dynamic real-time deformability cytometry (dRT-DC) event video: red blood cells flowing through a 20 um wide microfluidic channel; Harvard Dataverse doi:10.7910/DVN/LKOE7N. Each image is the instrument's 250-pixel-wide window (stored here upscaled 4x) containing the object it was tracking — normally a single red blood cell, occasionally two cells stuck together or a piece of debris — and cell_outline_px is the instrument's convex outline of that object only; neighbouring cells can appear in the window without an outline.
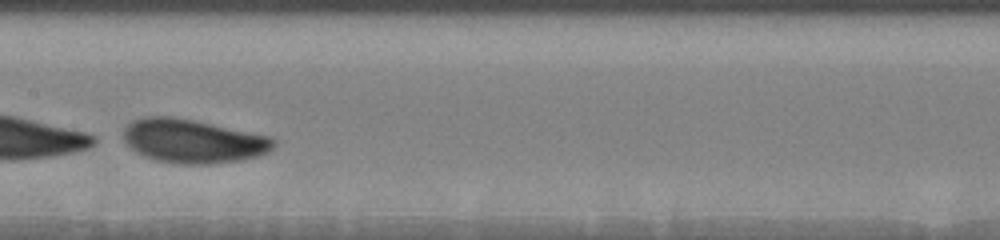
{"species": "human", "species_latin": "Homo sapiens", "temperature_condition": "warm", "stored_images_in_passage": 28, "camera_frame_rate_fps": 3000, "um_per_image_px": 0.085, "donor": {"sex": "male"}, "frame": {"image": 1, "passage_image": 12, "time_ms": 4.0, "image_size_px": [1000, 240], "cell_outline_px": [[276, 144], [268, 152], [256, 156], [240, 160], [208, 164], [180, 164], [156, 160], [136, 152], [124, 140], [124, 128], [132, 120], [144, 116], [172, 116], [196, 120], [272, 136], [276, 140]], "centroid_in_image_um": [16.43, 11.97], "position_along_channel_um": 191.0, "area_um2": 38.49}}
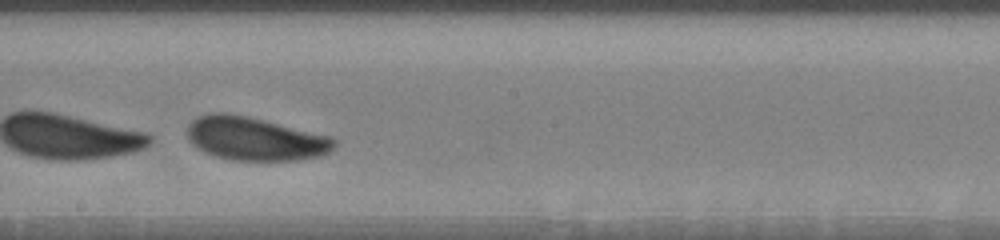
{"frame": {"image": 2, "passage_image": 14, "time_ms": 5.0, "image_size_px": [1000, 240], "cell_outline_px": [[336, 144], [328, 152], [320, 156], [296, 160], [232, 160], [216, 156], [204, 152], [192, 144], [188, 140], [188, 124], [192, 120], [200, 116], [212, 112], [224, 112], [248, 116], [332, 136], [336, 140]], "centroid_in_image_um": [21.67, 11.78], "position_along_channel_um": 226.5, "area_um2": 37.22}}
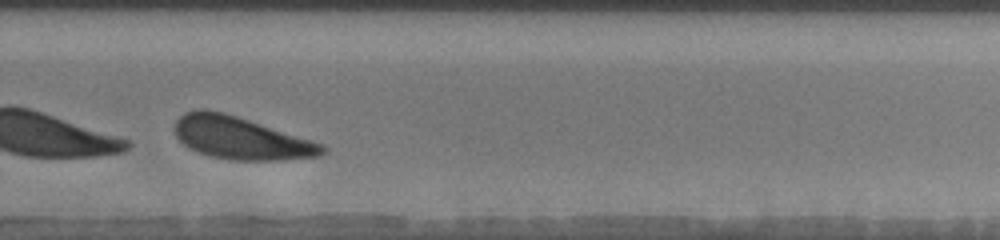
{"frame": {"image": 3, "passage_image": 20, "time_ms": 7.333, "image_size_px": [1000, 240], "cell_outline_px": [[328, 152], [320, 156], [280, 160], [228, 160], [208, 156], [188, 148], [176, 136], [176, 120], [184, 112], [200, 108], [204, 108], [224, 112], [324, 144], [328, 148]], "centroid_in_image_um": [20.48, 11.74], "position_along_channel_um": 309.3, "area_um2": 36.65}, "authors_computed_cell_mechanics": {"area_um2": 37.5989, "velocity_mm_per_s": 3.5571, "shape_relaxation_time_tau1_ms": 6.2535, "shape_relaxation_time_tau2_ms": 5.457, "deformation_change_tau1": null, "deformation_change_tau2": 0.1678}}